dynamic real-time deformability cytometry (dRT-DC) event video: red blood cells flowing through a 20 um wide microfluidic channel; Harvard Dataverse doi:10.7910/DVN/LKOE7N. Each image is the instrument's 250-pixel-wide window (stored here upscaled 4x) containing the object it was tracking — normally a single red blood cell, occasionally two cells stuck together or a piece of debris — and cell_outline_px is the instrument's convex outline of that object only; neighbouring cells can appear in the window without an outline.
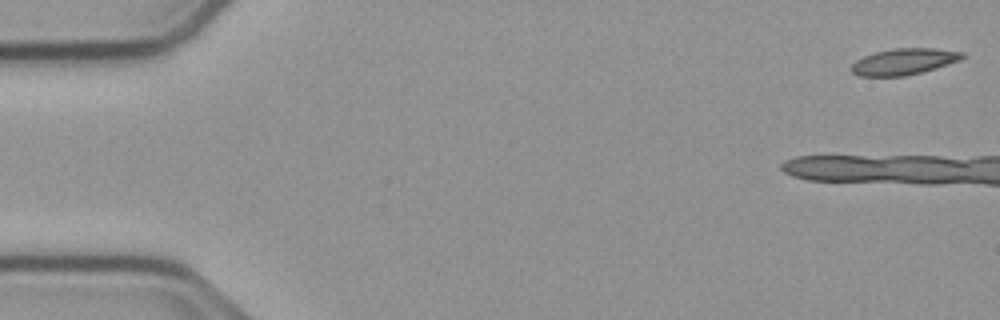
{"species": "common noctule bat (a hibernating species)", "species_latin": "Nyctalus noctula", "temperature_condition": "cold", "stored_images_in_passage": 11, "camera_frame_rate_fps": 3000, "um_per_image_px": 0.085, "animal": {"sex": "male", "body_mass_g": 23.1, "forearm_length_mm": 52.7}, "frame": {"image": 1, "passage_image": 1, "time_ms": 0.0, "image_size_px": [1000, 320], "cell_outline_px": [[964, 56], [960, 60], [936, 68], [904, 76], [860, 76], [852, 72], [852, 64], [856, 60], [864, 56], [876, 52], [892, 48], [936, 48], [964, 52]], "centroid_in_image_um": [76.84, 5.22], "position_along_channel_um": 8.2, "area_um2": 16.88}}